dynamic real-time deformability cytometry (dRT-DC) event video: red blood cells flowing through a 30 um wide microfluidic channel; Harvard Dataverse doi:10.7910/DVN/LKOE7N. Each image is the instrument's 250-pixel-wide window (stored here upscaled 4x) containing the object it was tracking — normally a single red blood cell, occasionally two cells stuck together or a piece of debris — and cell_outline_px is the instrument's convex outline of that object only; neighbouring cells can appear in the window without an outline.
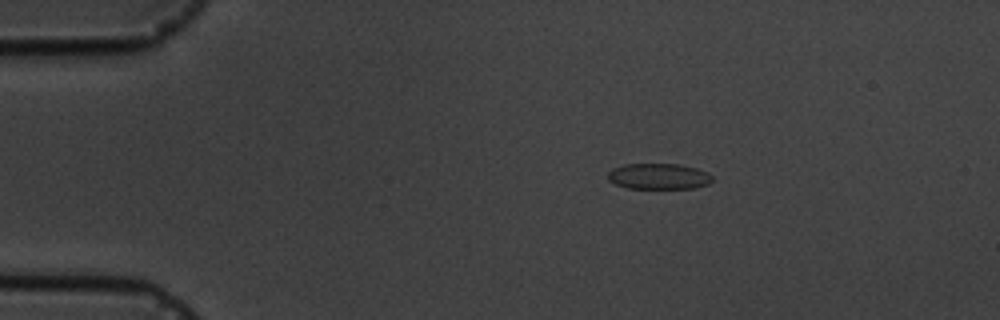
{"species": "common noctule bat (a hibernating species)", "species_latin": "Nyctalus noctula", "temperature_condition": "cold", "stored_images_in_passage": 8, "camera_frame_rate_fps": 3000, "um_per_image_px": 0.085, "animal": {"sex": "male", "body_mass_g": 19.5, "forearm_length_mm": 54.6}, "frame": {"image": 1, "passage_image": 1, "time_ms": 0.0, "image_size_px": [1000, 320], "cell_outline_px": [[712, 180], [708, 184], [692, 188], [628, 188], [616, 184], [608, 180], [608, 172], [612, 168], [624, 164], [680, 164], [696, 168], [708, 172], [712, 176]], "centroid_in_image_um": [55.98, 14.98], "position_along_channel_um": 29.0, "area_um2": 15.72}}
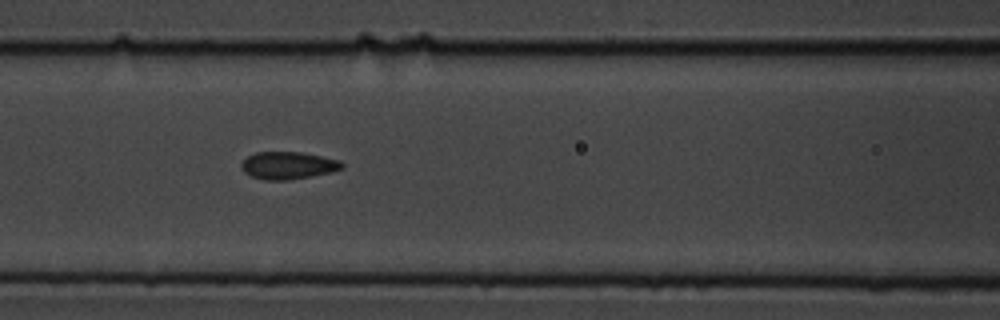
{"frame": {"image": 2, "passage_image": 5, "time_ms": 4.667, "image_size_px": [1000, 320], "cell_outline_px": [[344, 168], [332, 172], [288, 180], [264, 180], [252, 176], [244, 172], [240, 168], [240, 164], [248, 156], [256, 152], [300, 152], [340, 160], [344, 164]], "centroid_in_image_um": [24.48, 14.06], "position_along_channel_um": 142.1, "area_um2": 16.07}}
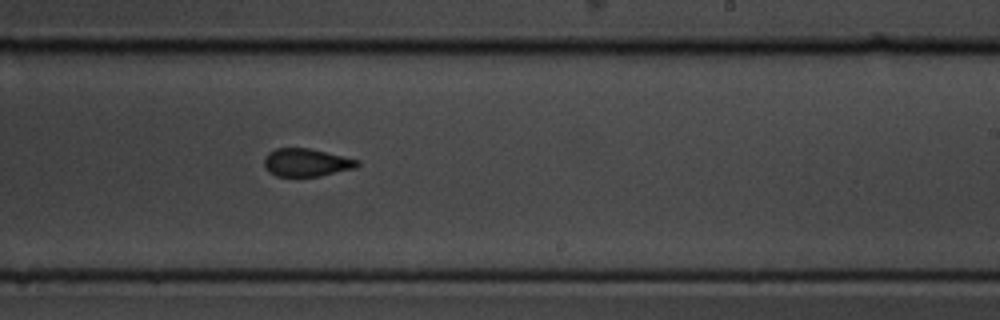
{"frame": {"image": 3, "passage_image": 8, "time_ms": 8.0, "image_size_px": [1000, 320], "cell_outline_px": [[360, 164], [356, 168], [320, 176], [276, 176], [268, 172], [264, 168], [264, 156], [268, 152], [276, 148], [308, 148], [360, 160]], "centroid_in_image_um": [26.02, 13.82], "position_along_channel_um": 263.0, "area_um2": 15.26}}